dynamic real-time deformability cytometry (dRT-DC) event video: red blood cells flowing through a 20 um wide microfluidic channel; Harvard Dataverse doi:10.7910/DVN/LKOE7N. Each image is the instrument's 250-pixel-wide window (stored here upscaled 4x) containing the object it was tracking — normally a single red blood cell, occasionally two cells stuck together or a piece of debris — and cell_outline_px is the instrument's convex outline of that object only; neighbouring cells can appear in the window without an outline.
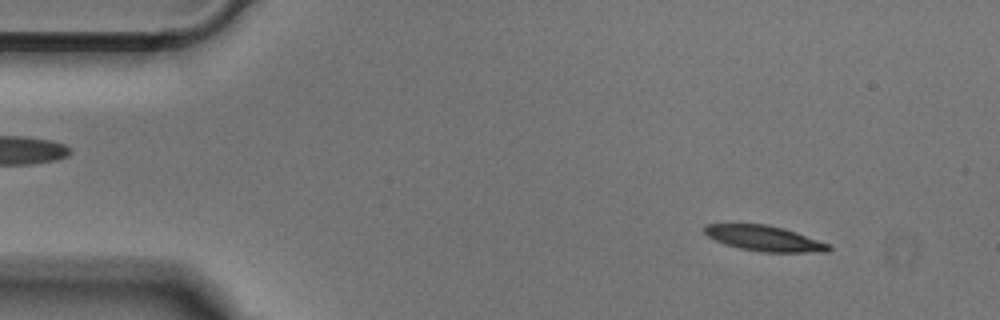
{"species": "Egyptian fruit bat (a non-hibernating species)", "species_latin": "Rousettus aegyptiacus", "temperature_condition": "cold", "stored_images_in_passage": 50, "camera_frame_rate_fps": 3000, "um_per_image_px": 0.085, "animal": {"sex": "male"}, "frame": {"image": 1, "passage_image": 5, "time_ms": 1.333, "image_size_px": [1000, 320], "cell_outline_px": [[832, 248], [828, 252], [760, 252], [740, 248], [724, 244], [708, 236], [704, 232], [704, 224], [768, 224], [784, 228], [832, 244]], "centroid_in_image_um": [65.02, 20.26], "position_along_channel_um": 20.0, "area_um2": 18.55}}
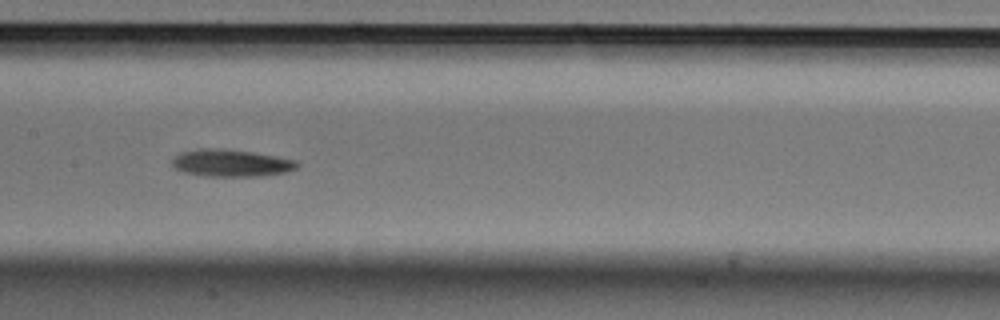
{"frame": {"image": 2, "passage_image": 24, "time_ms": 7.667, "image_size_px": [1000, 320], "cell_outline_px": [[300, 164], [296, 168], [288, 172], [260, 176], [204, 176], [184, 172], [176, 168], [172, 164], [172, 160], [180, 152], [200, 148], [224, 148], [252, 152], [276, 156], [296, 160]], "centroid_in_image_um": [19.66, 13.85], "position_along_channel_um": 187.7, "area_um2": 19.88}}
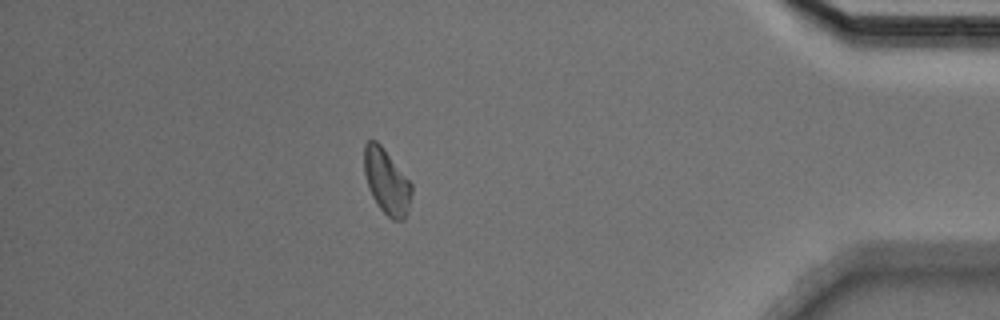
{"frame": {"image": 3, "passage_image": 44, "time_ms": 14.333, "image_size_px": [1000, 320], "cell_outline_px": [[412, 192], [408, 212], [404, 220], [392, 220], [380, 208], [372, 196], [368, 188], [364, 172], [364, 144], [368, 140], [376, 140], [384, 148], [412, 184]], "centroid_in_image_um": [32.86, 15.43], "position_along_channel_um": 402.3, "area_um2": 18.03}}